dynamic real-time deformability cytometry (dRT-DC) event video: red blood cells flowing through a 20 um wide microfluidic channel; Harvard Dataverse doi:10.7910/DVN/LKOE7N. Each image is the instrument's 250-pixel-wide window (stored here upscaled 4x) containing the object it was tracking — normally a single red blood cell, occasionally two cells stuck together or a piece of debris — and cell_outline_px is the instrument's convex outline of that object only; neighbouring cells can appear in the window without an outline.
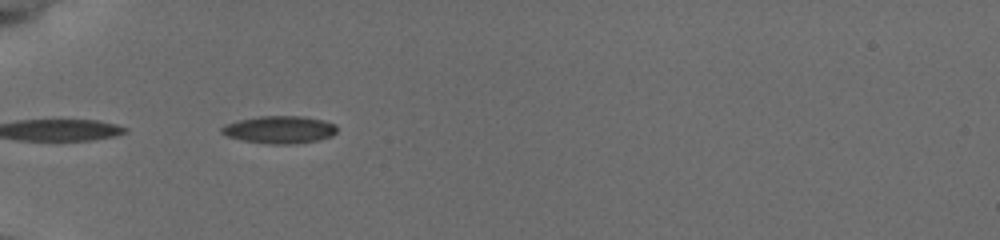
{"species": "common noctule bat (a hibernating species)", "species_latin": "Nyctalus noctula", "temperature_condition": "cold", "stored_images_in_passage": 7, "camera_frame_rate_fps": 3000, "um_per_image_px": 0.085, "animal": {"sex": "female", "body_mass_g": 19.5, "forearm_length_mm": 54.1}, "frame": {"image": 1, "passage_image": 3, "time_ms": 0.667, "image_size_px": [1000, 240], "cell_outline_px": [[336, 132], [332, 136], [320, 140], [292, 144], [272, 144], [244, 140], [228, 136], [220, 132], [220, 128], [224, 124], [240, 120], [260, 116], [304, 116], [324, 120], [336, 124]], "centroid_in_image_um": [23.79, 11.01], "position_along_channel_um": 61.2, "area_um2": 18.5}}